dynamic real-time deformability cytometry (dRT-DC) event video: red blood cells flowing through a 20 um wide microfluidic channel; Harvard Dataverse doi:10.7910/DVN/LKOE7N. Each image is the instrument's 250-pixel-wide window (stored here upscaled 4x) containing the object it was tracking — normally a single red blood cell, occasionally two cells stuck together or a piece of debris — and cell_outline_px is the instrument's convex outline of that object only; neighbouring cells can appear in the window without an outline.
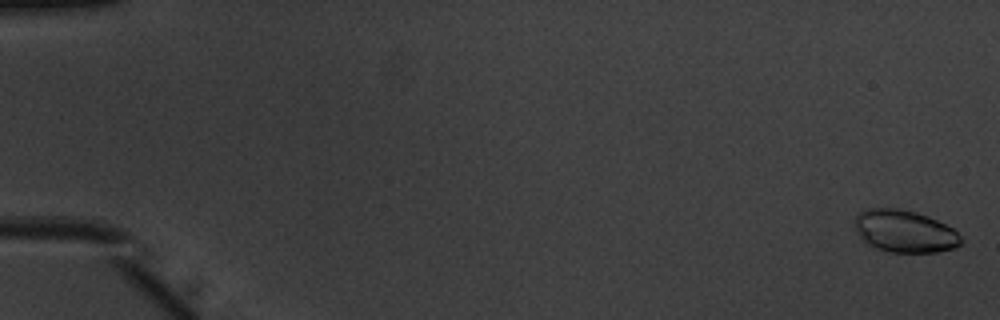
{"species": "common noctule bat (a hibernating species)", "species_latin": "Nyctalus noctula", "temperature_condition": "warm", "stored_images_in_passage": 53, "camera_frame_rate_fps": 3000, "um_per_image_px": 0.085, "animal": {"sex": "male", "body_mass_g": 20.1, "forearm_length_mm": 53.5}, "frame": {"image": 1, "passage_image": 1, "time_ms": 0.0, "image_size_px": [1000, 320], "cell_outline_px": [[964, 240], [956, 248], [936, 252], [892, 252], [876, 248], [868, 244], [860, 236], [852, 220], [864, 208], [900, 208], [916, 212], [928, 216], [952, 228]], "centroid_in_image_um": [76.89, 19.65], "position_along_channel_um": 8.1, "area_um2": 26.24}}
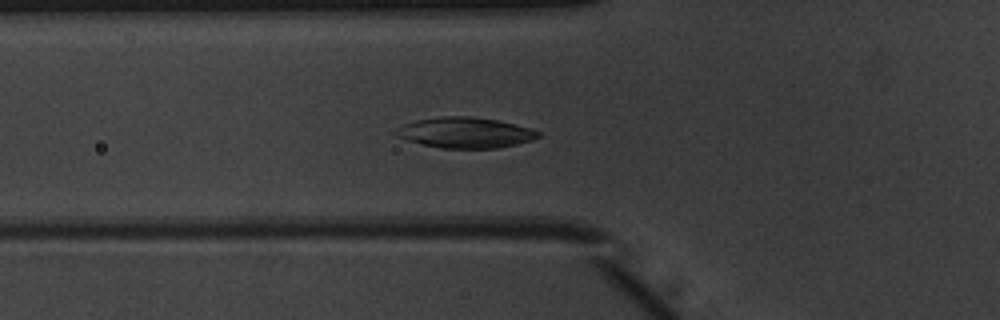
{"frame": {"image": 2, "passage_image": 20, "time_ms": 6.333, "image_size_px": [1000, 320], "cell_outline_px": [[540, 136], [532, 140], [500, 148], [440, 148], [408, 140], [396, 136], [392, 132], [396, 128], [404, 124], [416, 120], [444, 116], [468, 116], [500, 120], [532, 128], [540, 132]], "centroid_in_image_um": [39.56, 11.27], "position_along_channel_um": 86.2, "area_um2": 25.49}}
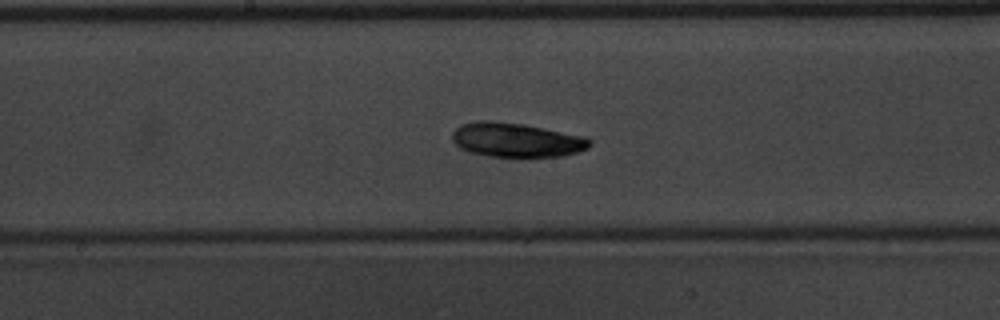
{"frame": {"image": 3, "passage_image": 29, "time_ms": 9.333, "image_size_px": [1000, 320], "cell_outline_px": [[592, 144], [588, 148], [576, 152], [560, 156], [488, 156], [472, 152], [460, 148], [452, 140], [452, 132], [460, 124], [476, 120], [492, 120], [524, 124], [584, 136], [592, 140]], "centroid_in_image_um": [43.87, 11.87], "position_along_channel_um": 204.3, "area_um2": 27.4}}